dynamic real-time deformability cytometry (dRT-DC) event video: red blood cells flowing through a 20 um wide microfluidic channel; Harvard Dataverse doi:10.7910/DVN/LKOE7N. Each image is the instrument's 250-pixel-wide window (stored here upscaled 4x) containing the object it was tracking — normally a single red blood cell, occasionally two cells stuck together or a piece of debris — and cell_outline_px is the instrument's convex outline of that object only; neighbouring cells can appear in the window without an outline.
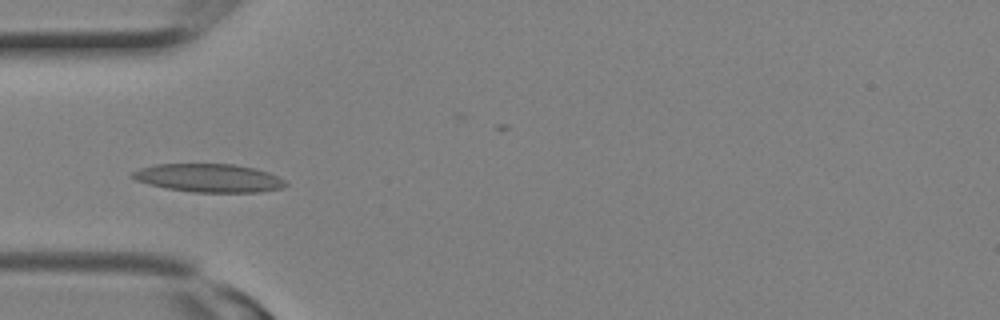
{"species": "Egyptian fruit bat (a non-hibernating species)", "species_latin": "Rousettus aegyptiacus", "temperature_condition": "room temperature", "stored_images_in_passage": 9, "camera_frame_rate_fps": 3000, "um_per_image_px": 0.085, "animal": {"sex": "female"}, "frame": {"image": 1, "passage_image": 7, "time_ms": 2.0, "image_size_px": [1000, 320], "cell_outline_px": [[288, 184], [280, 188], [260, 192], [192, 192], [168, 188], [148, 184], [136, 180], [128, 176], [132, 172], [140, 168], [156, 164], [232, 164], [252, 168], [268, 172], [284, 180]], "centroid_in_image_um": [17.71, 15.13], "position_along_channel_um": 67.3, "area_um2": 25.09}}